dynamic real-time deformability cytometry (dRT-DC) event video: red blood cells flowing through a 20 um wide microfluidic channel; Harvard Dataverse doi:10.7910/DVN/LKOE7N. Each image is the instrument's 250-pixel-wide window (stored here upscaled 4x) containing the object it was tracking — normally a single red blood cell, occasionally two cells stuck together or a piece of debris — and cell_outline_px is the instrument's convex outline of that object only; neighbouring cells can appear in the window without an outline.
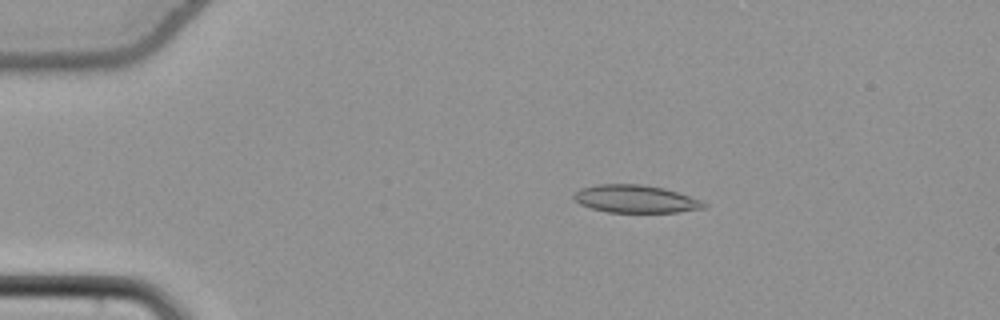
{"species": "common noctule bat (a hibernating species)", "species_latin": "Nyctalus noctula", "temperature_condition": "cold", "stored_images_in_passage": 54, "camera_frame_rate_fps": 3000, "um_per_image_px": 0.085, "animal": {"sex": "female", "body_mass_g": 22.7, "forearm_length_mm": 54.2}, "frame": {"image": 1, "passage_image": 11, "time_ms": 3.333, "image_size_px": [1000, 320], "cell_outline_px": [[708, 204], [704, 208], [676, 212], [608, 212], [592, 208], [580, 204], [572, 200], [572, 196], [580, 188], [596, 184], [640, 184], [664, 188], [704, 200]], "centroid_in_image_um": [54.02, 16.9], "position_along_channel_um": 31.0, "area_um2": 21.15}}
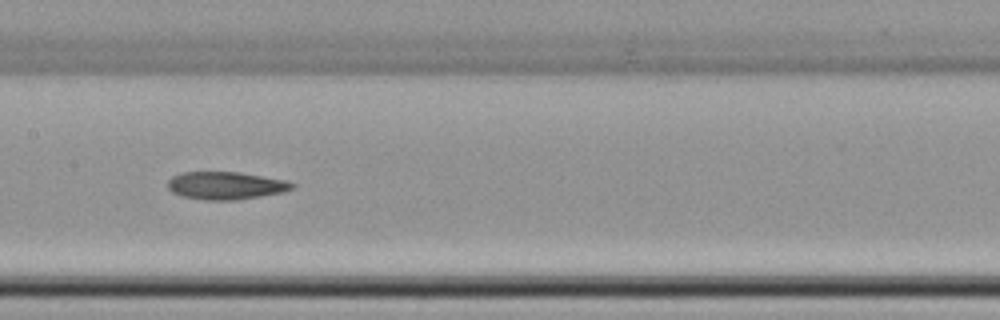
{"frame": {"image": 2, "passage_image": 28, "time_ms": 9.0, "image_size_px": [1000, 320], "cell_outline_px": [[296, 188], [284, 192], [260, 196], [232, 200], [208, 200], [180, 196], [172, 192], [168, 188], [168, 180], [172, 176], [180, 172], [240, 172], [284, 180], [296, 184]], "centroid_in_image_um": [19.18, 15.77], "position_along_channel_um": 188.2, "area_um2": 20.11}}
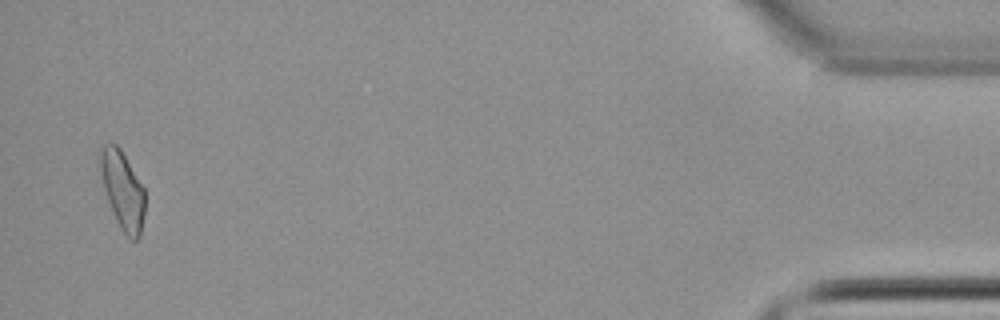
{"frame": {"image": 3, "passage_image": 53, "time_ms": 17.333, "image_size_px": [1000, 320], "cell_outline_px": [[144, 216], [140, 236], [136, 240], [132, 240], [120, 228], [116, 220], [108, 200], [104, 188], [100, 172], [100, 148], [104, 144], [116, 144], [120, 148], [144, 188]], "centroid_in_image_um": [10.42, 16.16], "position_along_channel_um": 424.8, "area_um2": 20.0}, "authors_computed_cell_mechanics": {"area_um2": 20.3456, "velocity_mm_per_s": 3.8666, "shape_relaxation_time_tau1_ms": null, "shape_relaxation_time_tau2_ms": 4.7125, "deformation_change_tau1": null, "deformation_change_tau2": 0.1279}}